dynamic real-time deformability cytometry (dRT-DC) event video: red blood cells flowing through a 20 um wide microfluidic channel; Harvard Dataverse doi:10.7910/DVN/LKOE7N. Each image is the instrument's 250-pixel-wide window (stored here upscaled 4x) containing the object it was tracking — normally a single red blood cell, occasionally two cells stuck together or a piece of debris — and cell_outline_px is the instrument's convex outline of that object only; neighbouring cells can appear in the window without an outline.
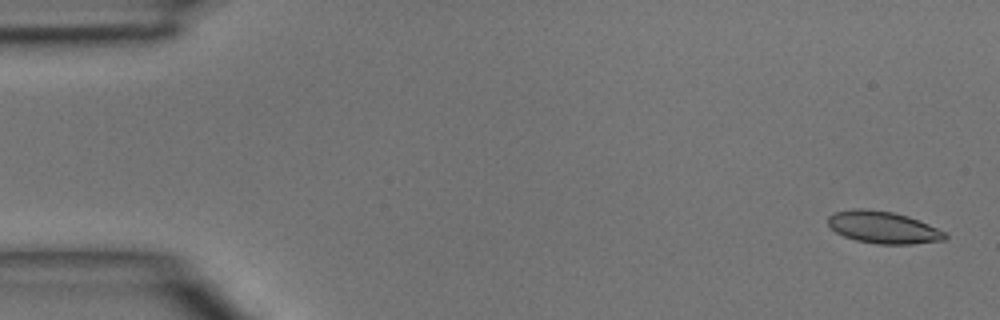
{"species": "common noctule bat (a hibernating species)", "species_latin": "Nyctalus noctula", "temperature_condition": "room temperature", "stored_images_in_passage": 13, "camera_frame_rate_fps": 3000, "um_per_image_px": 0.085, "animal": {"sex": "male", "body_mass_g": 15.6}, "frame": {"image": 1, "passage_image": 2, "time_ms": 0.333, "image_size_px": [1000, 320], "cell_outline_px": [[948, 236], [944, 240], [912, 244], [876, 244], [856, 240], [844, 236], [836, 232], [828, 224], [828, 216], [836, 212], [852, 208], [864, 208], [892, 212], [908, 216], [928, 224], [944, 232]], "centroid_in_image_um": [75.05, 19.32], "position_along_channel_um": 9.9, "area_um2": 21.79}}
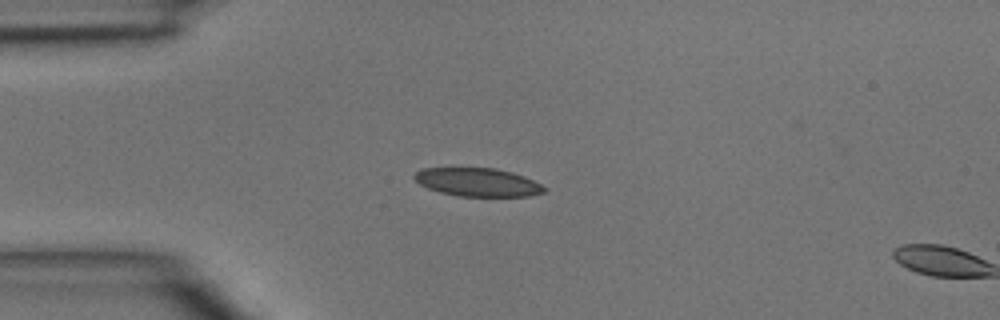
{"frame": {"image": 2, "passage_image": 12, "time_ms": 3.667, "image_size_px": [1000, 320], "cell_outline_px": [[548, 188], [544, 192], [528, 196], [460, 196], [440, 192], [428, 188], [420, 184], [412, 176], [420, 168], [496, 168], [512, 172], [524, 176]], "centroid_in_image_um": [40.6, 15.48], "position_along_channel_um": 44.4, "area_um2": 21.39}}